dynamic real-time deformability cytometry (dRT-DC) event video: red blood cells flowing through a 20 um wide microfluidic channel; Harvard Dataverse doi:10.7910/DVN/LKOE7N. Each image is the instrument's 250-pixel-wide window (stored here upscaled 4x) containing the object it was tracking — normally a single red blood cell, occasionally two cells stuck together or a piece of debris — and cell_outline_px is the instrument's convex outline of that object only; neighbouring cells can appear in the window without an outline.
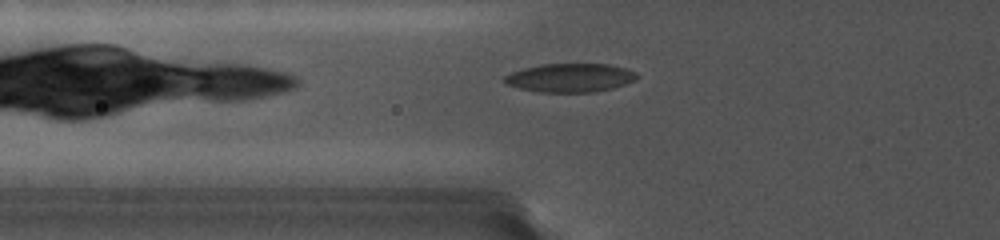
{"species": "common noctule bat (a hibernating species)", "species_latin": "Nyctalus noctula", "temperature_condition": "cold", "stored_images_in_passage": 33, "camera_frame_rate_fps": 5000, "um_per_image_px": 0.085, "animal": {"sex": "female", "body_mass_g": 19.0, "forearm_length_mm": 56.7}, "frame": {"image": 1, "passage_image": 2, "time_ms": 0.8, "image_size_px": [1000, 240], "cell_outline_px": [[636, 80], [612, 88], [592, 92], [540, 92], [520, 88], [508, 84], [504, 80], [504, 76], [512, 72], [524, 68], [540, 64], [608, 64], [624, 68], [636, 72]], "centroid_in_image_um": [48.46, 6.6], "position_along_channel_um": 77.3, "area_um2": 21.85}}
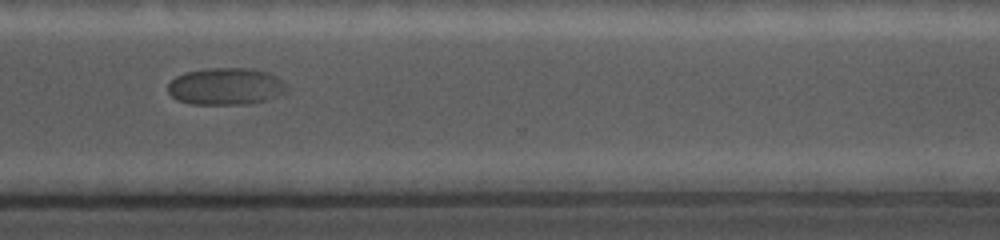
{"frame": {"image": 2, "passage_image": 22, "time_ms": 8.4, "image_size_px": [1000, 240], "cell_outline_px": [[288, 88], [284, 92], [276, 96], [264, 100], [244, 104], [192, 104], [180, 100], [172, 96], [168, 92], [168, 84], [176, 76], [184, 72], [208, 68], [252, 68], [268, 72], [276, 76]], "centroid_in_image_um": [19.17, 7.33], "position_along_channel_um": 351.4, "area_um2": 25.43}}
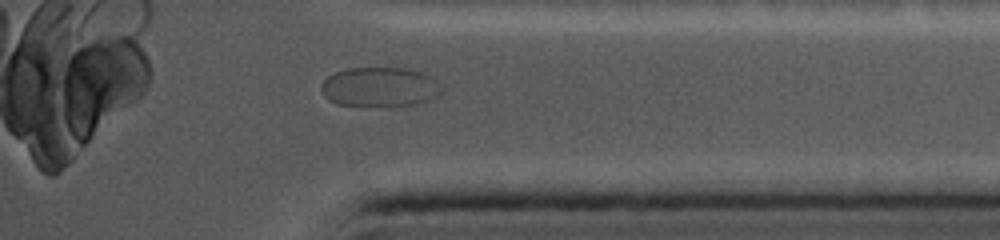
{"frame": {"image": 3, "passage_image": 28, "time_ms": 9.8, "image_size_px": [1000, 240], "cell_outline_px": [[440, 92], [424, 100], [412, 104], [336, 104], [328, 100], [324, 96], [320, 88], [320, 84], [328, 76], [336, 72], [348, 68], [408, 68], [420, 72], [436, 80]], "centroid_in_image_um": [32.17, 7.35], "position_along_channel_um": 403.0, "area_um2": 26.65}}